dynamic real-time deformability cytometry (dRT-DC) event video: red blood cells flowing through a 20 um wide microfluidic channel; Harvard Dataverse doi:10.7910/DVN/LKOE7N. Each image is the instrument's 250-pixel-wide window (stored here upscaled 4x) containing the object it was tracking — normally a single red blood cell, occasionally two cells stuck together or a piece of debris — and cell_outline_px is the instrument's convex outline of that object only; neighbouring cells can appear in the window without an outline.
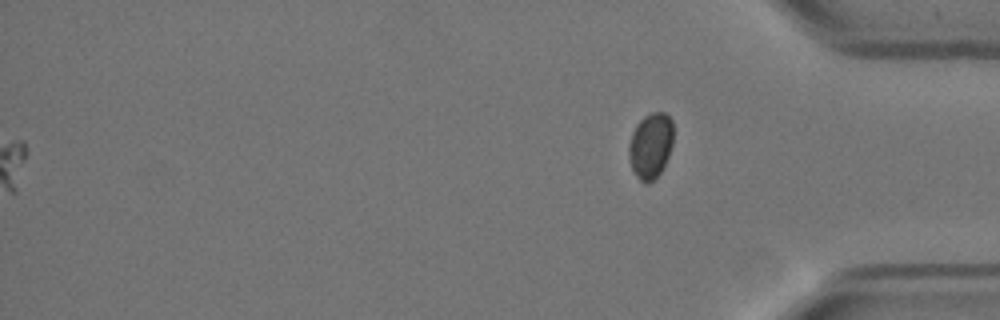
{"species": "Egyptian fruit bat (a non-hibernating species)", "species_latin": "Rousettus aegyptiacus", "temperature_condition": "warm", "stored_images_in_passage": 56, "segment_of_instrument_passage": [2, 2], "camera_frame_rate_fps": 3000, "um_per_image_px": 0.085, "animal": {"sex": "female"}, "frame": {"image": 1, "passage_image": 56, "time_ms": 18.333, "image_size_px": [1000, 320], "cell_outline_px": [[672, 144], [668, 156], [660, 172], [648, 184], [644, 184], [636, 176], [632, 168], [628, 152], [628, 144], [632, 132], [636, 124], [644, 116], [652, 112], [664, 112], [672, 120]], "centroid_in_image_um": [55.28, 12.37], "position_along_channel_um": 379.9, "area_um2": 16.94}}